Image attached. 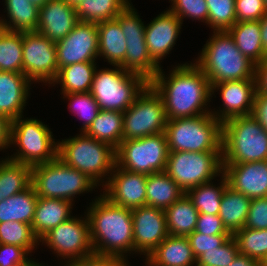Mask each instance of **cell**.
Masks as SVG:
<instances>
[{"label":"cell","instance_id":"12","mask_svg":"<svg viewBox=\"0 0 267 266\" xmlns=\"http://www.w3.org/2000/svg\"><path fill=\"white\" fill-rule=\"evenodd\" d=\"M168 118L161 96L148 84L123 112V140L165 132Z\"/></svg>","mask_w":267,"mask_h":266},{"label":"cell","instance_id":"14","mask_svg":"<svg viewBox=\"0 0 267 266\" xmlns=\"http://www.w3.org/2000/svg\"><path fill=\"white\" fill-rule=\"evenodd\" d=\"M58 71L56 44L37 31L23 32V74L52 85Z\"/></svg>","mask_w":267,"mask_h":266},{"label":"cell","instance_id":"47","mask_svg":"<svg viewBox=\"0 0 267 266\" xmlns=\"http://www.w3.org/2000/svg\"><path fill=\"white\" fill-rule=\"evenodd\" d=\"M232 235H204L194 231L187 236L189 244L192 248L193 254L197 259L205 251L220 247Z\"/></svg>","mask_w":267,"mask_h":266},{"label":"cell","instance_id":"51","mask_svg":"<svg viewBox=\"0 0 267 266\" xmlns=\"http://www.w3.org/2000/svg\"><path fill=\"white\" fill-rule=\"evenodd\" d=\"M64 266H130L126 260L111 256L93 254L91 256L68 260Z\"/></svg>","mask_w":267,"mask_h":266},{"label":"cell","instance_id":"11","mask_svg":"<svg viewBox=\"0 0 267 266\" xmlns=\"http://www.w3.org/2000/svg\"><path fill=\"white\" fill-rule=\"evenodd\" d=\"M165 172L186 193L222 174V152H169Z\"/></svg>","mask_w":267,"mask_h":266},{"label":"cell","instance_id":"39","mask_svg":"<svg viewBox=\"0 0 267 266\" xmlns=\"http://www.w3.org/2000/svg\"><path fill=\"white\" fill-rule=\"evenodd\" d=\"M239 253L247 255L259 263L267 256V229L244 227L233 235Z\"/></svg>","mask_w":267,"mask_h":266},{"label":"cell","instance_id":"27","mask_svg":"<svg viewBox=\"0 0 267 266\" xmlns=\"http://www.w3.org/2000/svg\"><path fill=\"white\" fill-rule=\"evenodd\" d=\"M227 32L238 50L255 65L267 57L262 48L260 21L236 22Z\"/></svg>","mask_w":267,"mask_h":266},{"label":"cell","instance_id":"32","mask_svg":"<svg viewBox=\"0 0 267 266\" xmlns=\"http://www.w3.org/2000/svg\"><path fill=\"white\" fill-rule=\"evenodd\" d=\"M96 62L70 64L59 69L52 84H61L62 94L90 92Z\"/></svg>","mask_w":267,"mask_h":266},{"label":"cell","instance_id":"29","mask_svg":"<svg viewBox=\"0 0 267 266\" xmlns=\"http://www.w3.org/2000/svg\"><path fill=\"white\" fill-rule=\"evenodd\" d=\"M185 192L164 172L147 175L146 205L166 210Z\"/></svg>","mask_w":267,"mask_h":266},{"label":"cell","instance_id":"16","mask_svg":"<svg viewBox=\"0 0 267 266\" xmlns=\"http://www.w3.org/2000/svg\"><path fill=\"white\" fill-rule=\"evenodd\" d=\"M106 179L102 195L111 203L131 210L146 206L147 174L131 172L115 165Z\"/></svg>","mask_w":267,"mask_h":266},{"label":"cell","instance_id":"3","mask_svg":"<svg viewBox=\"0 0 267 266\" xmlns=\"http://www.w3.org/2000/svg\"><path fill=\"white\" fill-rule=\"evenodd\" d=\"M213 33L195 62L211 86L225 81L255 79V64L238 50L230 34L227 31Z\"/></svg>","mask_w":267,"mask_h":266},{"label":"cell","instance_id":"46","mask_svg":"<svg viewBox=\"0 0 267 266\" xmlns=\"http://www.w3.org/2000/svg\"><path fill=\"white\" fill-rule=\"evenodd\" d=\"M28 254L18 245L0 243V266H45L28 259Z\"/></svg>","mask_w":267,"mask_h":266},{"label":"cell","instance_id":"42","mask_svg":"<svg viewBox=\"0 0 267 266\" xmlns=\"http://www.w3.org/2000/svg\"><path fill=\"white\" fill-rule=\"evenodd\" d=\"M70 100L71 112L77 114L83 120L81 131L85 132L100 111L99 105L90 92L68 93L63 95Z\"/></svg>","mask_w":267,"mask_h":266},{"label":"cell","instance_id":"21","mask_svg":"<svg viewBox=\"0 0 267 266\" xmlns=\"http://www.w3.org/2000/svg\"><path fill=\"white\" fill-rule=\"evenodd\" d=\"M182 24L175 14L167 10L145 26L148 53L158 66L160 60L173 49Z\"/></svg>","mask_w":267,"mask_h":266},{"label":"cell","instance_id":"17","mask_svg":"<svg viewBox=\"0 0 267 266\" xmlns=\"http://www.w3.org/2000/svg\"><path fill=\"white\" fill-rule=\"evenodd\" d=\"M134 252L147 257L169 235L165 211L151 206L132 209Z\"/></svg>","mask_w":267,"mask_h":266},{"label":"cell","instance_id":"57","mask_svg":"<svg viewBox=\"0 0 267 266\" xmlns=\"http://www.w3.org/2000/svg\"><path fill=\"white\" fill-rule=\"evenodd\" d=\"M31 3L36 5L38 8L44 6L49 0H29Z\"/></svg>","mask_w":267,"mask_h":266},{"label":"cell","instance_id":"41","mask_svg":"<svg viewBox=\"0 0 267 266\" xmlns=\"http://www.w3.org/2000/svg\"><path fill=\"white\" fill-rule=\"evenodd\" d=\"M208 26L214 32L228 31L236 23L235 0H206Z\"/></svg>","mask_w":267,"mask_h":266},{"label":"cell","instance_id":"18","mask_svg":"<svg viewBox=\"0 0 267 266\" xmlns=\"http://www.w3.org/2000/svg\"><path fill=\"white\" fill-rule=\"evenodd\" d=\"M219 90L223 101L220 112L211 114L221 123L238 116L251 115L256 94L255 79L233 80L212 85V95Z\"/></svg>","mask_w":267,"mask_h":266},{"label":"cell","instance_id":"4","mask_svg":"<svg viewBox=\"0 0 267 266\" xmlns=\"http://www.w3.org/2000/svg\"><path fill=\"white\" fill-rule=\"evenodd\" d=\"M267 160V131L252 116L222 123V163L242 164Z\"/></svg>","mask_w":267,"mask_h":266},{"label":"cell","instance_id":"56","mask_svg":"<svg viewBox=\"0 0 267 266\" xmlns=\"http://www.w3.org/2000/svg\"><path fill=\"white\" fill-rule=\"evenodd\" d=\"M261 30V42L265 55L267 56V11L266 14L259 20Z\"/></svg>","mask_w":267,"mask_h":266},{"label":"cell","instance_id":"36","mask_svg":"<svg viewBox=\"0 0 267 266\" xmlns=\"http://www.w3.org/2000/svg\"><path fill=\"white\" fill-rule=\"evenodd\" d=\"M129 4L128 0H81L75 9L79 21L98 23L115 19Z\"/></svg>","mask_w":267,"mask_h":266},{"label":"cell","instance_id":"15","mask_svg":"<svg viewBox=\"0 0 267 266\" xmlns=\"http://www.w3.org/2000/svg\"><path fill=\"white\" fill-rule=\"evenodd\" d=\"M98 40L97 24L79 21L65 38L55 43L58 69L70 64L95 62Z\"/></svg>","mask_w":267,"mask_h":266},{"label":"cell","instance_id":"10","mask_svg":"<svg viewBox=\"0 0 267 266\" xmlns=\"http://www.w3.org/2000/svg\"><path fill=\"white\" fill-rule=\"evenodd\" d=\"M168 154L165 132L123 140L116 149V165L131 172L147 175L164 172Z\"/></svg>","mask_w":267,"mask_h":266},{"label":"cell","instance_id":"8","mask_svg":"<svg viewBox=\"0 0 267 266\" xmlns=\"http://www.w3.org/2000/svg\"><path fill=\"white\" fill-rule=\"evenodd\" d=\"M114 67L95 70L90 93L100 110L125 112L149 82L120 66Z\"/></svg>","mask_w":267,"mask_h":266},{"label":"cell","instance_id":"55","mask_svg":"<svg viewBox=\"0 0 267 266\" xmlns=\"http://www.w3.org/2000/svg\"><path fill=\"white\" fill-rule=\"evenodd\" d=\"M227 266H260V263L247 255L238 253L235 259Z\"/></svg>","mask_w":267,"mask_h":266},{"label":"cell","instance_id":"19","mask_svg":"<svg viewBox=\"0 0 267 266\" xmlns=\"http://www.w3.org/2000/svg\"><path fill=\"white\" fill-rule=\"evenodd\" d=\"M228 186L250 199L267 196V160L242 164H223Z\"/></svg>","mask_w":267,"mask_h":266},{"label":"cell","instance_id":"34","mask_svg":"<svg viewBox=\"0 0 267 266\" xmlns=\"http://www.w3.org/2000/svg\"><path fill=\"white\" fill-rule=\"evenodd\" d=\"M9 19H1L0 27L9 31H36L39 8L29 0H4ZM9 20V21H8Z\"/></svg>","mask_w":267,"mask_h":266},{"label":"cell","instance_id":"50","mask_svg":"<svg viewBox=\"0 0 267 266\" xmlns=\"http://www.w3.org/2000/svg\"><path fill=\"white\" fill-rule=\"evenodd\" d=\"M195 231L206 235H231L219 215L199 214Z\"/></svg>","mask_w":267,"mask_h":266},{"label":"cell","instance_id":"7","mask_svg":"<svg viewBox=\"0 0 267 266\" xmlns=\"http://www.w3.org/2000/svg\"><path fill=\"white\" fill-rule=\"evenodd\" d=\"M40 198L73 202L75 195L92 191L98 185L86 174L64 164L58 157L32 166V183Z\"/></svg>","mask_w":267,"mask_h":266},{"label":"cell","instance_id":"49","mask_svg":"<svg viewBox=\"0 0 267 266\" xmlns=\"http://www.w3.org/2000/svg\"><path fill=\"white\" fill-rule=\"evenodd\" d=\"M250 229H267V196L251 199L245 226Z\"/></svg>","mask_w":267,"mask_h":266},{"label":"cell","instance_id":"44","mask_svg":"<svg viewBox=\"0 0 267 266\" xmlns=\"http://www.w3.org/2000/svg\"><path fill=\"white\" fill-rule=\"evenodd\" d=\"M171 9L168 10L175 14L183 23L184 17L201 20L208 25V7L206 0H171Z\"/></svg>","mask_w":267,"mask_h":266},{"label":"cell","instance_id":"28","mask_svg":"<svg viewBox=\"0 0 267 266\" xmlns=\"http://www.w3.org/2000/svg\"><path fill=\"white\" fill-rule=\"evenodd\" d=\"M126 48L125 58L120 67L127 72L140 75L150 82L161 67L150 57L145 37L126 39Z\"/></svg>","mask_w":267,"mask_h":266},{"label":"cell","instance_id":"53","mask_svg":"<svg viewBox=\"0 0 267 266\" xmlns=\"http://www.w3.org/2000/svg\"><path fill=\"white\" fill-rule=\"evenodd\" d=\"M254 78L256 94H267V57L255 65Z\"/></svg>","mask_w":267,"mask_h":266},{"label":"cell","instance_id":"48","mask_svg":"<svg viewBox=\"0 0 267 266\" xmlns=\"http://www.w3.org/2000/svg\"><path fill=\"white\" fill-rule=\"evenodd\" d=\"M236 22L259 21L267 11L264 0H235Z\"/></svg>","mask_w":267,"mask_h":266},{"label":"cell","instance_id":"37","mask_svg":"<svg viewBox=\"0 0 267 266\" xmlns=\"http://www.w3.org/2000/svg\"><path fill=\"white\" fill-rule=\"evenodd\" d=\"M0 71L23 73V32L0 27Z\"/></svg>","mask_w":267,"mask_h":266},{"label":"cell","instance_id":"38","mask_svg":"<svg viewBox=\"0 0 267 266\" xmlns=\"http://www.w3.org/2000/svg\"><path fill=\"white\" fill-rule=\"evenodd\" d=\"M221 175L222 181H220V185L217 187L213 185L212 181H209L191 188L186 192L199 214H219L222 193L228 185L224 174L222 173Z\"/></svg>","mask_w":267,"mask_h":266},{"label":"cell","instance_id":"54","mask_svg":"<svg viewBox=\"0 0 267 266\" xmlns=\"http://www.w3.org/2000/svg\"><path fill=\"white\" fill-rule=\"evenodd\" d=\"M10 125L11 121L6 116L0 114V150L10 146Z\"/></svg>","mask_w":267,"mask_h":266},{"label":"cell","instance_id":"20","mask_svg":"<svg viewBox=\"0 0 267 266\" xmlns=\"http://www.w3.org/2000/svg\"><path fill=\"white\" fill-rule=\"evenodd\" d=\"M78 22L74 5L65 0H49L39 8L36 31L56 43L65 38Z\"/></svg>","mask_w":267,"mask_h":266},{"label":"cell","instance_id":"6","mask_svg":"<svg viewBox=\"0 0 267 266\" xmlns=\"http://www.w3.org/2000/svg\"><path fill=\"white\" fill-rule=\"evenodd\" d=\"M169 152H222V123L211 113L168 120Z\"/></svg>","mask_w":267,"mask_h":266},{"label":"cell","instance_id":"45","mask_svg":"<svg viewBox=\"0 0 267 266\" xmlns=\"http://www.w3.org/2000/svg\"><path fill=\"white\" fill-rule=\"evenodd\" d=\"M116 19L119 21L125 39L145 37V26L135 8L129 4Z\"/></svg>","mask_w":267,"mask_h":266},{"label":"cell","instance_id":"52","mask_svg":"<svg viewBox=\"0 0 267 266\" xmlns=\"http://www.w3.org/2000/svg\"><path fill=\"white\" fill-rule=\"evenodd\" d=\"M267 131V94H255L251 114Z\"/></svg>","mask_w":267,"mask_h":266},{"label":"cell","instance_id":"58","mask_svg":"<svg viewBox=\"0 0 267 266\" xmlns=\"http://www.w3.org/2000/svg\"><path fill=\"white\" fill-rule=\"evenodd\" d=\"M67 3L76 6L81 0H65Z\"/></svg>","mask_w":267,"mask_h":266},{"label":"cell","instance_id":"1","mask_svg":"<svg viewBox=\"0 0 267 266\" xmlns=\"http://www.w3.org/2000/svg\"><path fill=\"white\" fill-rule=\"evenodd\" d=\"M169 75L166 78L160 68L149 82L161 96L168 120L211 113L206 106L213 97L212 86L195 63L178 64Z\"/></svg>","mask_w":267,"mask_h":266},{"label":"cell","instance_id":"43","mask_svg":"<svg viewBox=\"0 0 267 266\" xmlns=\"http://www.w3.org/2000/svg\"><path fill=\"white\" fill-rule=\"evenodd\" d=\"M239 253L238 245L231 236L220 247L205 251L196 259V266H227Z\"/></svg>","mask_w":267,"mask_h":266},{"label":"cell","instance_id":"22","mask_svg":"<svg viewBox=\"0 0 267 266\" xmlns=\"http://www.w3.org/2000/svg\"><path fill=\"white\" fill-rule=\"evenodd\" d=\"M30 85L23 73L0 71V114L10 121L23 116Z\"/></svg>","mask_w":267,"mask_h":266},{"label":"cell","instance_id":"40","mask_svg":"<svg viewBox=\"0 0 267 266\" xmlns=\"http://www.w3.org/2000/svg\"><path fill=\"white\" fill-rule=\"evenodd\" d=\"M0 243L18 245L30 254L40 242L31 225L19 221H8L0 223Z\"/></svg>","mask_w":267,"mask_h":266},{"label":"cell","instance_id":"33","mask_svg":"<svg viewBox=\"0 0 267 266\" xmlns=\"http://www.w3.org/2000/svg\"><path fill=\"white\" fill-rule=\"evenodd\" d=\"M84 133L117 149L123 141V112L100 110Z\"/></svg>","mask_w":267,"mask_h":266},{"label":"cell","instance_id":"24","mask_svg":"<svg viewBox=\"0 0 267 266\" xmlns=\"http://www.w3.org/2000/svg\"><path fill=\"white\" fill-rule=\"evenodd\" d=\"M72 206V202L64 199L38 197L31 225L34 234L40 239L50 229L70 219Z\"/></svg>","mask_w":267,"mask_h":266},{"label":"cell","instance_id":"2","mask_svg":"<svg viewBox=\"0 0 267 266\" xmlns=\"http://www.w3.org/2000/svg\"><path fill=\"white\" fill-rule=\"evenodd\" d=\"M87 209L94 254L128 261L125 254L134 251L132 210L111 203L102 194Z\"/></svg>","mask_w":267,"mask_h":266},{"label":"cell","instance_id":"30","mask_svg":"<svg viewBox=\"0 0 267 266\" xmlns=\"http://www.w3.org/2000/svg\"><path fill=\"white\" fill-rule=\"evenodd\" d=\"M38 196L31 184L25 190L0 202V223L19 221L32 225Z\"/></svg>","mask_w":267,"mask_h":266},{"label":"cell","instance_id":"35","mask_svg":"<svg viewBox=\"0 0 267 266\" xmlns=\"http://www.w3.org/2000/svg\"><path fill=\"white\" fill-rule=\"evenodd\" d=\"M32 167L6 158L0 161V202L28 188Z\"/></svg>","mask_w":267,"mask_h":266},{"label":"cell","instance_id":"9","mask_svg":"<svg viewBox=\"0 0 267 266\" xmlns=\"http://www.w3.org/2000/svg\"><path fill=\"white\" fill-rule=\"evenodd\" d=\"M12 144L19 149L9 159L31 167L57 158L58 141L47 125L35 118L24 120L20 116L11 121L9 145Z\"/></svg>","mask_w":267,"mask_h":266},{"label":"cell","instance_id":"25","mask_svg":"<svg viewBox=\"0 0 267 266\" xmlns=\"http://www.w3.org/2000/svg\"><path fill=\"white\" fill-rule=\"evenodd\" d=\"M98 30V56L113 66H121L126 53V39L119 21L115 18L96 23Z\"/></svg>","mask_w":267,"mask_h":266},{"label":"cell","instance_id":"23","mask_svg":"<svg viewBox=\"0 0 267 266\" xmlns=\"http://www.w3.org/2000/svg\"><path fill=\"white\" fill-rule=\"evenodd\" d=\"M149 266H196L187 237L168 235L147 257Z\"/></svg>","mask_w":267,"mask_h":266},{"label":"cell","instance_id":"26","mask_svg":"<svg viewBox=\"0 0 267 266\" xmlns=\"http://www.w3.org/2000/svg\"><path fill=\"white\" fill-rule=\"evenodd\" d=\"M250 202L251 199L241 192L235 191L228 185L225 187L218 215L231 235L244 228Z\"/></svg>","mask_w":267,"mask_h":266},{"label":"cell","instance_id":"31","mask_svg":"<svg viewBox=\"0 0 267 266\" xmlns=\"http://www.w3.org/2000/svg\"><path fill=\"white\" fill-rule=\"evenodd\" d=\"M165 215L169 235L187 237L195 231L199 212L185 193L165 210Z\"/></svg>","mask_w":267,"mask_h":266},{"label":"cell","instance_id":"13","mask_svg":"<svg viewBox=\"0 0 267 266\" xmlns=\"http://www.w3.org/2000/svg\"><path fill=\"white\" fill-rule=\"evenodd\" d=\"M40 242L54 250L56 255L65 260L80 259L94 254L90 241L89 221L87 215L82 218L72 216L57 227L50 229Z\"/></svg>","mask_w":267,"mask_h":266},{"label":"cell","instance_id":"5","mask_svg":"<svg viewBox=\"0 0 267 266\" xmlns=\"http://www.w3.org/2000/svg\"><path fill=\"white\" fill-rule=\"evenodd\" d=\"M57 157L67 166L86 174L97 185L104 182L105 176H110L107 174H111L116 165V149L84 132L58 142Z\"/></svg>","mask_w":267,"mask_h":266},{"label":"cell","instance_id":"59","mask_svg":"<svg viewBox=\"0 0 267 266\" xmlns=\"http://www.w3.org/2000/svg\"><path fill=\"white\" fill-rule=\"evenodd\" d=\"M260 266H267V256L261 261Z\"/></svg>","mask_w":267,"mask_h":266}]
</instances>
